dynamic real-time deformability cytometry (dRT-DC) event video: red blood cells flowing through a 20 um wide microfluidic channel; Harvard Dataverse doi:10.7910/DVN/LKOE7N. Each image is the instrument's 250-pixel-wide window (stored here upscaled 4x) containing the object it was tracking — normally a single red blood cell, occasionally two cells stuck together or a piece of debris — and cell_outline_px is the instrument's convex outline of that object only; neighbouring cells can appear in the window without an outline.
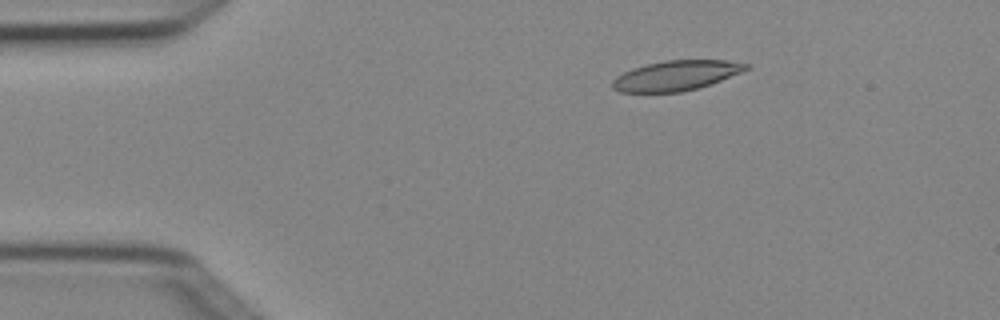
{"species": "Egyptian fruit bat (a non-hibernating species)", "species_latin": "Rousettus aegyptiacus", "temperature_condition": "cold", "stored_images_in_passage": 5, "segment_of_instrument_passage": [1, 2], "camera_frame_rate_fps": 3000, "um_per_image_px": 0.085, "animal": {"sex": "female"}, "frame": {"image": 1, "passage_image": 3, "time_ms": 0.667, "image_size_px": [1000, 320], "cell_outline_px": [[752, 68], [720, 80], [696, 88], [680, 92], [620, 92], [612, 88], [612, 80], [616, 76], [632, 68], [664, 60], [728, 60], [748, 64]], "centroid_in_image_um": [57.45, 6.41], "position_along_channel_um": 27.5, "area_um2": 23.18}}